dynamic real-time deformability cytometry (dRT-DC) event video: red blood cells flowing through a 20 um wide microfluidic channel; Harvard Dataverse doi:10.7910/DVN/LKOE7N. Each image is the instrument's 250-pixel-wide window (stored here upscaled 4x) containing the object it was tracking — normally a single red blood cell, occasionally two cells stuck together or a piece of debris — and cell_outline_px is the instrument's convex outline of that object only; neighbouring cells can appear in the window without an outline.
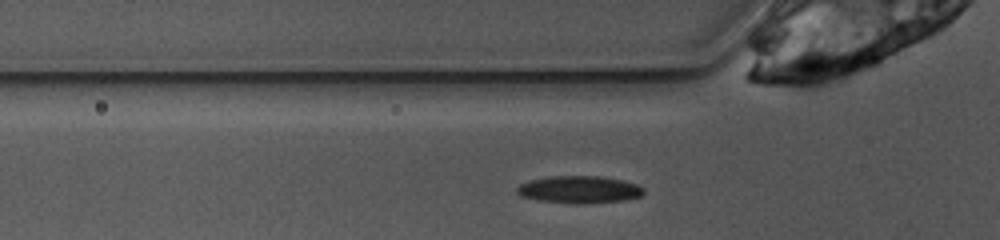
{"species": "common noctule bat (a hibernating species)", "species_latin": "Nyctalus noctula", "temperature_condition": "warm", "stored_images_in_passage": 25, "camera_frame_rate_fps": 3000, "um_per_image_px": 0.085, "animal": {"sex": "female", "body_mass_g": 10.0, "forearm_length_mm": 53.1}, "frame": {"image": 1, "passage_image": 2, "time_ms": 0.333, "image_size_px": [1000, 240], "cell_outline_px": [[644, 192], [640, 196], [624, 200], [580, 204], [576, 204], [540, 200], [520, 196], [516, 192], [516, 188], [520, 184], [532, 180], [548, 176], [600, 176], [624, 180], [636, 184], [644, 188]], "centroid_in_image_um": [49.24, 16.11], "position_along_channel_um": 76.6, "area_um2": 20.11}}
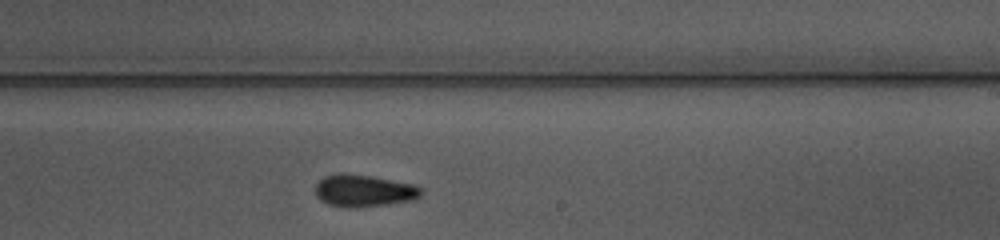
{"frame": {"image": 2, "passage_image": 16, "time_ms": 5.0, "image_size_px": [1000, 240], "cell_outline_px": [[420, 196], [412, 200], [388, 204], [352, 208], [348, 208], [328, 204], [320, 200], [316, 196], [316, 184], [324, 176], [340, 172], [368, 176], [412, 184], [420, 188]], "centroid_in_image_um": [30.86, 16.22], "position_along_channel_um": 258.1, "area_um2": 19.54}}
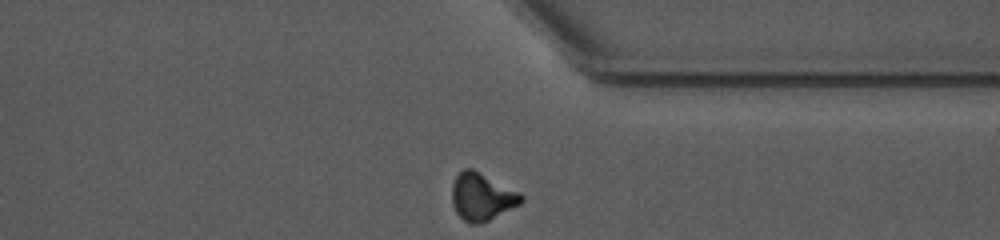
{"frame": {"image": 3, "passage_image": 25, "time_ms": 8.0, "image_size_px": [1000, 240], "cell_outline_px": [[524, 200], [520, 204], [480, 224], [472, 224], [464, 220], [456, 212], [452, 204], [452, 184], [456, 176], [464, 168], [472, 168], [520, 192], [524, 196]], "centroid_in_image_um": [40.96, 16.71], "position_along_channel_um": 370.4, "area_um2": 19.07}, "authors_computed_cell_mechanics": {"area_um2": 19.5364, "velocity_mm_per_s": 3.8598, "shape_relaxation_time_tau1_ms": 7.7383, "shape_relaxation_time_tau2_ms": null, "deformation_change_tau1": 0.2177, "deformation_change_tau2": null}}